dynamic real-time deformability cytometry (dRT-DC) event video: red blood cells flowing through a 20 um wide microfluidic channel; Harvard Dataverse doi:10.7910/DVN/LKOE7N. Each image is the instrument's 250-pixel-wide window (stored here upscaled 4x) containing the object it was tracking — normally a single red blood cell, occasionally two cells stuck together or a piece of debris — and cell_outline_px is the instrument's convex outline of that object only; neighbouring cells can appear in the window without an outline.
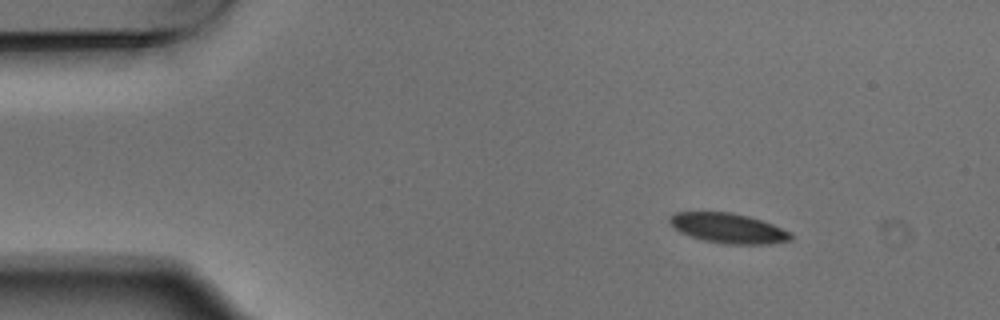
{"species": "Egyptian fruit bat (a non-hibernating species)", "species_latin": "Rousettus aegyptiacus", "temperature_condition": "warm", "stored_images_in_passage": 3, "camera_frame_rate_fps": 3000, "um_per_image_px": 0.085, "animal": {"sex": "male"}, "frame": {"image": 1, "passage_image": 1, "time_ms": 0.0, "image_size_px": [1000, 320], "cell_outline_px": [[792, 240], [768, 244], [724, 244], [704, 240], [688, 236], [680, 232], [668, 224], [668, 216], [676, 212], [732, 212], [748, 216], [772, 224], [792, 232]], "centroid_in_image_um": [61.86, 19.4], "position_along_channel_um": 23.1, "area_um2": 21.33}}